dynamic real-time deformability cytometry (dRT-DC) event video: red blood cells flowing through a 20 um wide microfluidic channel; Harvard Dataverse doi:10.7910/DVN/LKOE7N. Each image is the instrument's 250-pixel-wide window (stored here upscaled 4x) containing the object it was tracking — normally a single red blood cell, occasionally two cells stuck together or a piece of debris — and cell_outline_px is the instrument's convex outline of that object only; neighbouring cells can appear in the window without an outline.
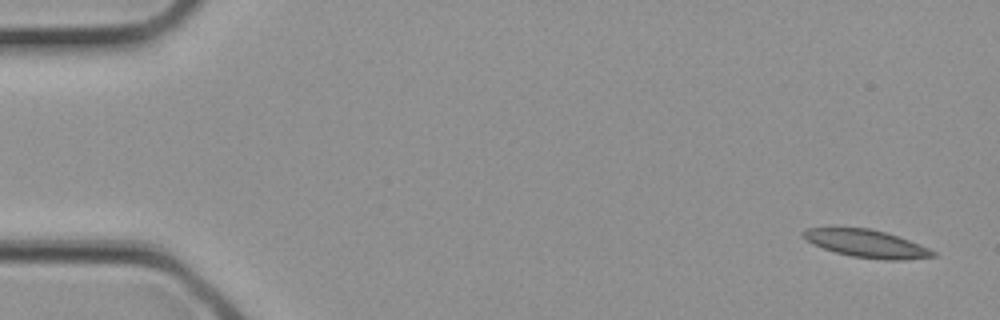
{"species": "common noctule bat (a hibernating species)", "species_latin": "Nyctalus noctula", "temperature_condition": "cold", "stored_images_in_passage": 4, "camera_frame_rate_fps": 3000, "um_per_image_px": 0.085, "animal": {"sex": "female", "body_mass_g": 21.9}, "frame": {"image": 1, "passage_image": 1, "time_ms": 0.0, "image_size_px": [1000, 320], "cell_outline_px": [[936, 256], [900, 260], [888, 260], [852, 256], [836, 252], [812, 244], [800, 236], [800, 232], [804, 228], [868, 228], [884, 232], [920, 244], [936, 252]], "centroid_in_image_um": [73.6, 20.7], "position_along_channel_um": 11.4, "area_um2": 20.69}}